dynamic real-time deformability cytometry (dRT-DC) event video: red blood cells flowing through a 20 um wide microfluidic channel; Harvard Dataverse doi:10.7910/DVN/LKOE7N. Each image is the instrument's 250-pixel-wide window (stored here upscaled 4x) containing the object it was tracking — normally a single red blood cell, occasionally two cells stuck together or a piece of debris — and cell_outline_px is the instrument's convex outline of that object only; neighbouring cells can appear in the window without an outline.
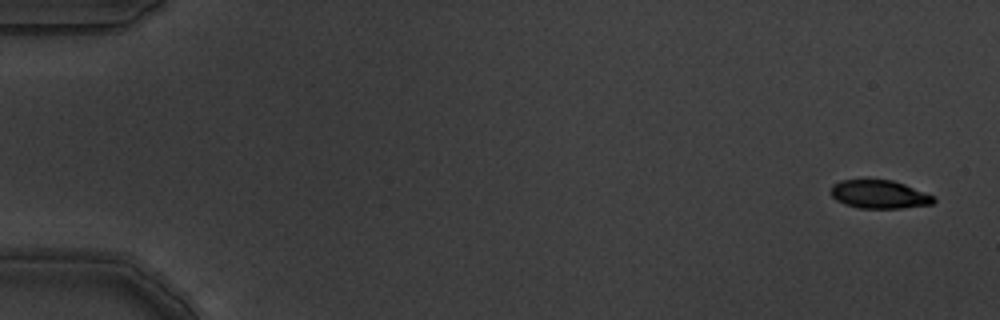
{"species": "common noctule bat (a hibernating species)", "species_latin": "Nyctalus noctula", "temperature_condition": "warm", "stored_images_in_passage": 8, "camera_frame_rate_fps": 3000, "um_per_image_px": 0.085, "animal": {"sex": "male", "body_mass_g": 19.5, "forearm_length_mm": 54.6}, "frame": {"image": 1, "passage_image": 1, "time_ms": 0.0, "image_size_px": [1000, 320], "cell_outline_px": [[936, 200], [932, 204], [900, 208], [860, 208], [844, 204], [836, 200], [828, 192], [832, 184], [840, 180], [892, 180], [904, 184], [936, 196]], "centroid_in_image_um": [74.72, 16.52], "position_along_channel_um": 10.3, "area_um2": 17.11}}
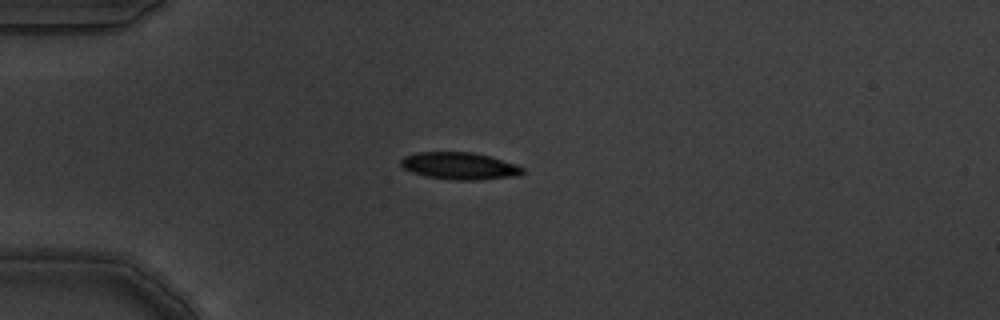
{"frame": {"image": 2, "passage_image": 5, "time_ms": 1.333, "image_size_px": [1000, 320], "cell_outline_px": [[524, 172], [520, 176], [480, 180], [452, 180], [424, 176], [412, 172], [404, 168], [400, 164], [400, 160], [404, 156], [416, 152], [472, 152], [488, 156], [516, 164], [524, 168]], "centroid_in_image_um": [39.07, 14.11], "position_along_channel_um": 45.9, "area_um2": 19.42}}